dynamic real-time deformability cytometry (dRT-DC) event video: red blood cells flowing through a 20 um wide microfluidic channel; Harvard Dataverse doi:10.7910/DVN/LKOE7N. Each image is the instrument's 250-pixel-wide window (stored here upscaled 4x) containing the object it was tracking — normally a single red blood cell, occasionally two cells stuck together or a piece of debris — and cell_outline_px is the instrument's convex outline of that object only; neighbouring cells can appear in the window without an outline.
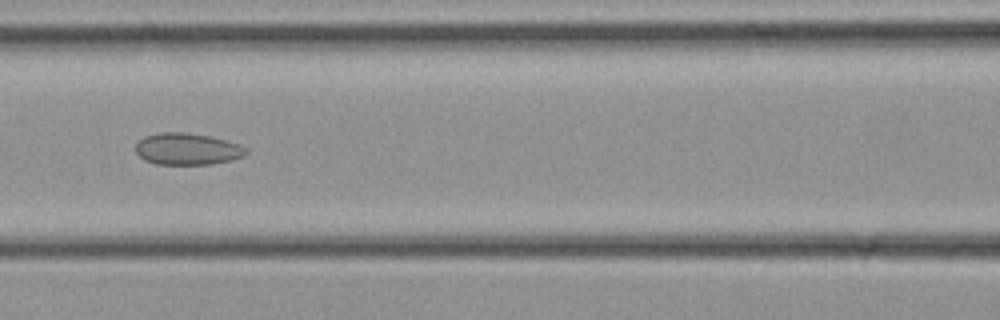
{"species": "common noctule bat (a hibernating species)", "species_latin": "Nyctalus noctula", "temperature_condition": "cold", "stored_images_in_passage": 33, "camera_frame_rate_fps": 3000, "um_per_image_px": 0.085, "animal": {"sex": "female", "body_mass_g": 21.9}, "frame": {"image": 1, "passage_image": 14, "time_ms": 4.333, "image_size_px": [1000, 320], "cell_outline_px": [[248, 152], [244, 156], [232, 160], [212, 164], [156, 164], [144, 160], [136, 152], [136, 144], [144, 136], [160, 132], [184, 132], [212, 136], [240, 144], [248, 148]], "centroid_in_image_um": [15.95, 12.66], "position_along_channel_um": 150.6, "area_um2": 20.63}}
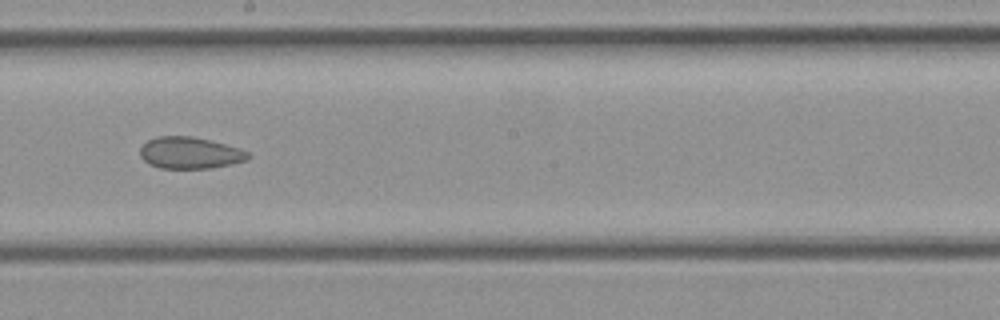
{"frame": {"image": 2, "passage_image": 18, "time_ms": 5.667, "image_size_px": [1000, 320], "cell_outline_px": [[252, 156], [248, 160], [232, 164], [208, 168], [160, 168], [148, 164], [140, 156], [140, 148], [148, 140], [156, 136], [192, 136], [240, 148], [248, 152]], "centroid_in_image_um": [16.15, 13.0], "position_along_channel_um": 232.1, "area_um2": 19.94}}
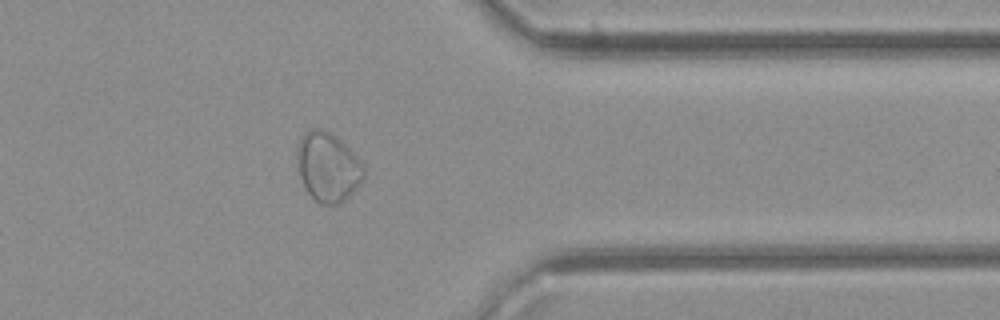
{"frame": {"image": 3, "passage_image": 26, "time_ms": 8.333, "image_size_px": [1000, 320], "cell_outline_px": [[364, 180], [344, 200], [336, 204], [320, 204], [308, 192], [300, 176], [296, 156], [296, 148], [300, 136], [304, 132], [312, 128], [320, 128], [336, 136], [364, 164]], "centroid_in_image_um": [27.86, 14.17], "position_along_channel_um": 383.5, "area_um2": 26.82}}